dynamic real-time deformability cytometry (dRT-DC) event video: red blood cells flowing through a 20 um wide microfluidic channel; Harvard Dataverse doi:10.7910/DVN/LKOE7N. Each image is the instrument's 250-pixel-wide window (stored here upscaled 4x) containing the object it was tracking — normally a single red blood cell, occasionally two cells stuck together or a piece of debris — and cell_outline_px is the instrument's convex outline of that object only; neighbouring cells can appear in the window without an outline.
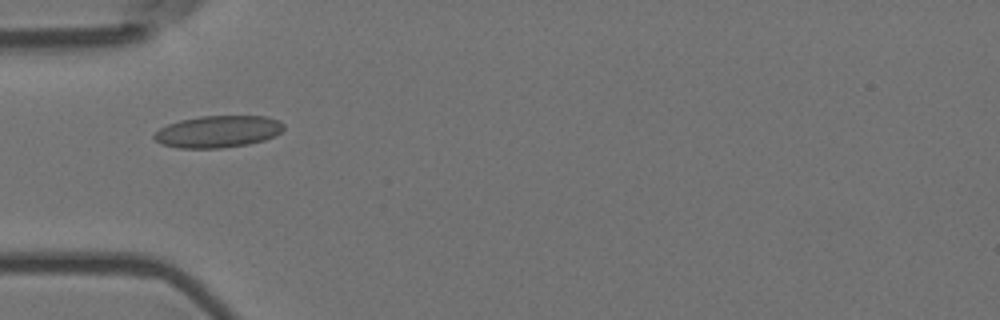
{"species": "Egyptian fruit bat (a non-hibernating species)", "species_latin": "Rousettus aegyptiacus", "temperature_condition": "room temperature", "stored_images_in_passage": 3, "camera_frame_rate_fps": 3000, "um_per_image_px": 0.085, "animal": {"sex": "female"}, "frame": {"image": 1, "passage_image": 2, "time_ms": 0.333, "image_size_px": [1000, 320], "cell_outline_px": [[284, 128], [276, 136], [264, 140], [248, 144], [220, 148], [180, 148], [160, 144], [152, 136], [160, 128], [168, 124], [180, 120], [200, 116], [264, 116], [276, 120], [284, 124]], "centroid_in_image_um": [18.51, 11.19], "position_along_channel_um": 66.5, "area_um2": 24.04}}
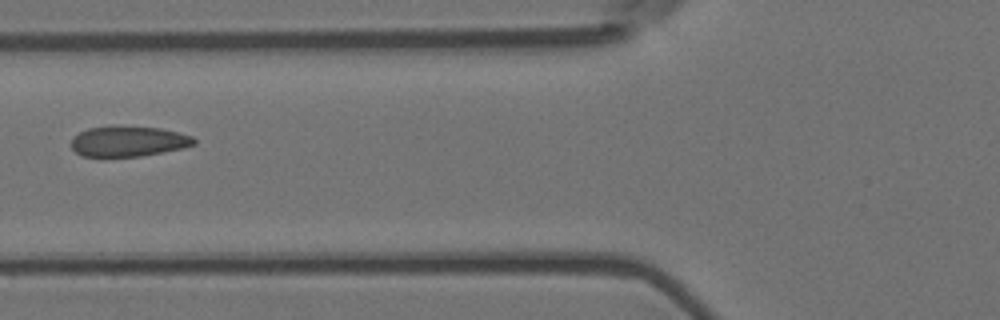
{"frame": {"image": 2, "passage_image": 3, "time_ms": 0.667, "image_size_px": [1000, 320], "cell_outline_px": [[196, 144], [184, 148], [140, 156], [80, 156], [72, 148], [72, 136], [88, 128], [112, 124], [160, 128], [192, 136], [196, 140]], "centroid_in_image_um": [10.89, 11.98], "position_along_channel_um": 114.9, "area_um2": 22.08}}